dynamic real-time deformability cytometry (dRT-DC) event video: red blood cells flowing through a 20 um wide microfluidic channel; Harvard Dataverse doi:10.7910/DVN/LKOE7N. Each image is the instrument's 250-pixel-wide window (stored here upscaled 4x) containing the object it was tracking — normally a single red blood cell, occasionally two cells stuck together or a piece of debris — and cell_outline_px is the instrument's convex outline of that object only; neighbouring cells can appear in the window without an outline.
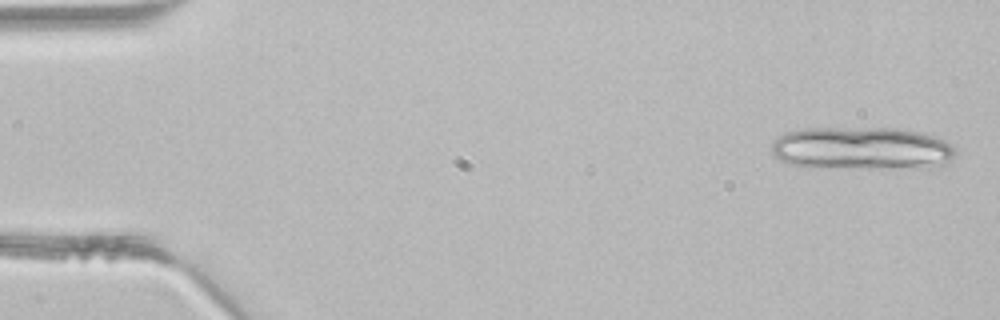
{"species": "common noctule bat (a hibernating species)", "species_latin": "Nyctalus noctula", "temperature_condition": "room temperature", "stored_images_in_passage": 3, "camera_frame_rate_fps": 3000, "um_per_image_px": 0.085, "animal": {"sex": "male", "body_mass_g": 21.5, "forearm_length_mm": 52.0}, "frame": {"image": 1, "passage_image": 1, "time_ms": 0.0, "image_size_px": [1000, 320], "cell_outline_px": [[956, 152], [952, 160], [948, 164], [924, 168], [916, 168], [788, 164], [780, 160], [772, 152], [772, 144], [784, 132], [804, 128], [896, 128], [924, 132], [936, 136], [952, 144]], "centroid_in_image_um": [73.36, 12.57], "position_along_channel_um": 11.6, "area_um2": 45.37}}